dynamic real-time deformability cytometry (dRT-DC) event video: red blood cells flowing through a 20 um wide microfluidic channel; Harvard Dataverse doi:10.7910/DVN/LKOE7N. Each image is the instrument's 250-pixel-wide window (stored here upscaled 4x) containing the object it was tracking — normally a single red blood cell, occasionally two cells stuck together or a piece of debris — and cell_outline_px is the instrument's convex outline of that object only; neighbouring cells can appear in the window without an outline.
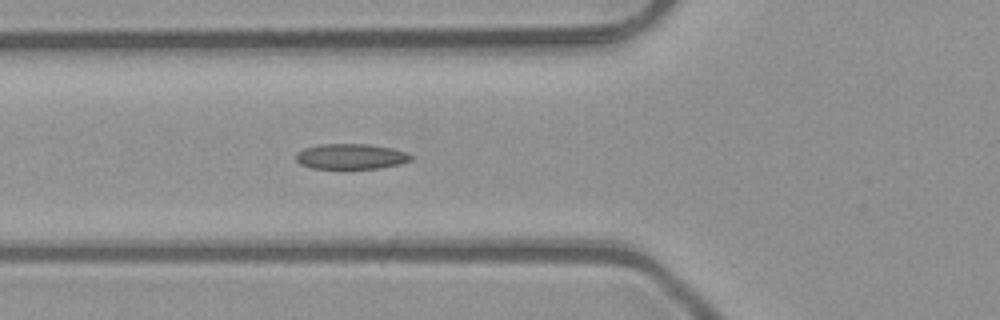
{"species": "common noctule bat (a hibernating species)", "species_latin": "Nyctalus noctula", "temperature_condition": "room temperature", "stored_images_in_passage": 26, "camera_frame_rate_fps": 3000, "um_per_image_px": 0.085, "animal": {"sex": "male", "body_mass_g": 23.1, "forearm_length_mm": 52.7}, "frame": {"image": 1, "passage_image": 8, "time_ms": 2.333, "image_size_px": [1000, 320], "cell_outline_px": [[412, 160], [400, 164], [380, 168], [312, 168], [300, 164], [296, 160], [296, 152], [304, 148], [320, 144], [368, 144], [392, 148], [408, 152], [412, 156]], "centroid_in_image_um": [29.84, 13.29], "position_along_channel_um": 96.0, "area_um2": 17.05}}
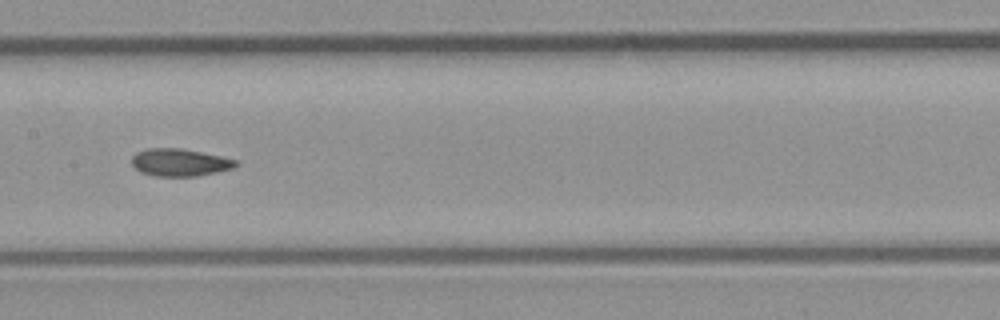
{"frame": {"image": 2, "passage_image": 15, "time_ms": 4.667, "image_size_px": [1000, 320], "cell_outline_px": [[236, 164], [232, 168], [216, 172], [196, 176], [156, 176], [140, 172], [132, 164], [132, 156], [136, 152], [144, 148], [180, 148], [220, 156], [236, 160]], "centroid_in_image_um": [15.21, 13.8], "position_along_channel_um": 192.2, "area_um2": 16.47}}
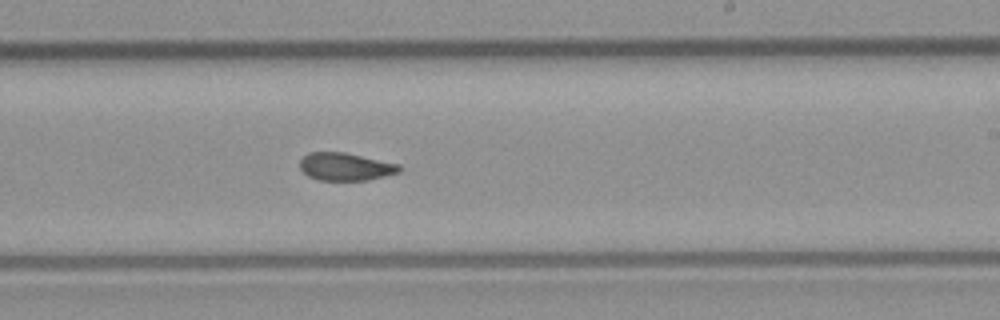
{"frame": {"image": 3, "passage_image": 20, "time_ms": 6.333, "image_size_px": [1000, 320], "cell_outline_px": [[404, 168], [400, 172], [368, 180], [320, 180], [308, 176], [300, 168], [300, 160], [308, 152], [344, 152], [400, 164]], "centroid_in_image_um": [29.39, 14.16], "position_along_channel_um": 259.6, "area_um2": 16.13}}